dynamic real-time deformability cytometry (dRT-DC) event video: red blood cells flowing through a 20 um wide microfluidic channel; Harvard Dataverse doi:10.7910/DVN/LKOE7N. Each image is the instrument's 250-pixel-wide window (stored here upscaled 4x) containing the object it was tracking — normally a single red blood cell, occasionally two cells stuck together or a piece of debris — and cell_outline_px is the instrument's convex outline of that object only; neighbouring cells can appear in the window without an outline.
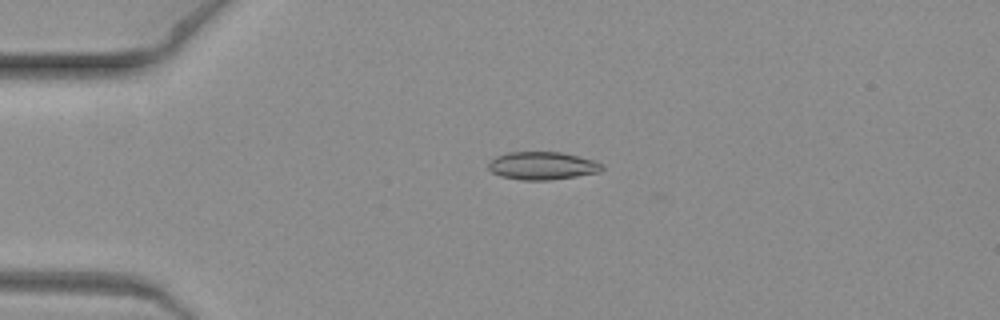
{"species": "common noctule bat (a hibernating species)", "species_latin": "Nyctalus noctula", "temperature_condition": "warm", "stored_images_in_passage": 4, "camera_frame_rate_fps": 3000, "um_per_image_px": 0.085, "animal": {"sex": "female", "body_mass_g": 19.3, "forearm_length_mm": 54.1}, "frame": {"image": 1, "passage_image": 4, "time_ms": 1.0, "image_size_px": [1000, 320], "cell_outline_px": [[604, 168], [600, 172], [576, 176], [548, 180], [520, 180], [500, 176], [492, 172], [488, 168], [488, 160], [496, 156], [508, 152], [560, 152], [592, 160], [604, 164]], "centroid_in_image_um": [46.06, 14.09], "position_along_channel_um": 38.9, "area_um2": 18.5}}